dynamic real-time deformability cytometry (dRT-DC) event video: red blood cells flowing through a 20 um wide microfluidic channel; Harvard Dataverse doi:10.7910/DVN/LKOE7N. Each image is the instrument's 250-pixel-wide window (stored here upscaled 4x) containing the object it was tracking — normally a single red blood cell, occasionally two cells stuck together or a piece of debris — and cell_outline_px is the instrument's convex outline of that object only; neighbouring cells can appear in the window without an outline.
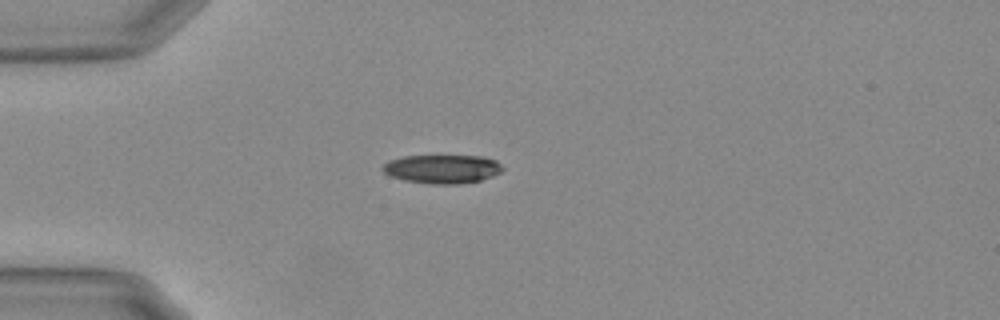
{"species": "Egyptian fruit bat (a non-hibernating species)", "species_latin": "Rousettus aegyptiacus", "temperature_condition": "warm", "stored_images_in_passage": 32, "camera_frame_rate_fps": 3000, "um_per_image_px": 0.085, "animal": {"sex": "female"}, "frame": {"image": 1, "passage_image": 1, "time_ms": 0.0, "image_size_px": [1000, 320], "cell_outline_px": [[504, 168], [500, 172], [492, 176], [480, 180], [460, 184], [432, 184], [404, 180], [388, 176], [380, 168], [388, 160], [404, 156], [480, 156], [496, 160]], "centroid_in_image_um": [37.56, 14.36], "position_along_channel_um": 47.4, "area_um2": 20.11}}
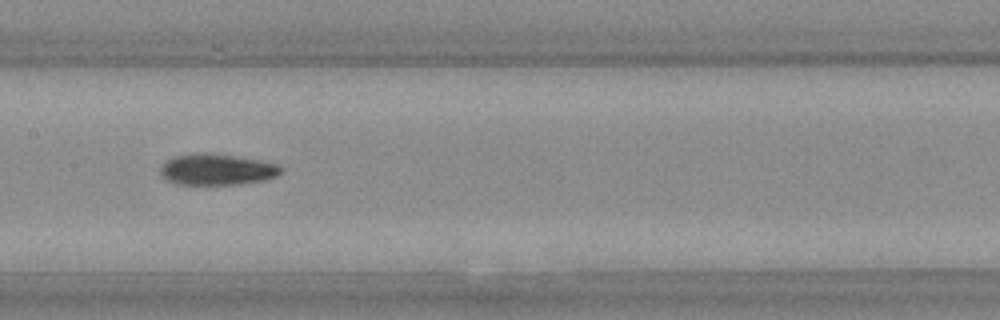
{"frame": {"image": 2, "passage_image": 14, "time_ms": 4.333, "image_size_px": [1000, 320], "cell_outline_px": [[280, 172], [276, 176], [260, 180], [236, 184], [176, 184], [168, 180], [160, 172], [160, 168], [168, 160], [176, 156], [196, 152], [204, 152], [232, 156], [280, 164]], "centroid_in_image_um": [18.4, 14.4], "position_along_channel_um": 189.0, "area_um2": 21.33}}
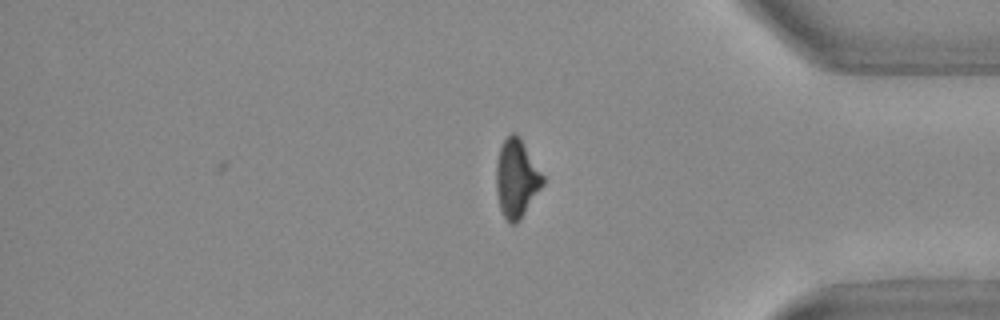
{"frame": {"image": 3, "passage_image": 32, "time_ms": 10.333, "image_size_px": [1000, 320], "cell_outline_px": [[544, 184], [520, 220], [516, 224], [508, 224], [500, 208], [496, 192], [496, 164], [500, 148], [504, 140], [512, 132], [516, 132], [544, 176]], "centroid_in_image_um": [43.9, 15.2], "position_along_channel_um": 391.3, "area_um2": 21.15}, "authors_computed_cell_mechanics": {"area_um2": 21.386, "velocity_mm_per_s": 3.7173, "shape_relaxation_time_tau1_ms": null, "shape_relaxation_time_tau2_ms": 5.8327, "deformation_change_tau1": null, "deformation_change_tau2": 0.1519}}